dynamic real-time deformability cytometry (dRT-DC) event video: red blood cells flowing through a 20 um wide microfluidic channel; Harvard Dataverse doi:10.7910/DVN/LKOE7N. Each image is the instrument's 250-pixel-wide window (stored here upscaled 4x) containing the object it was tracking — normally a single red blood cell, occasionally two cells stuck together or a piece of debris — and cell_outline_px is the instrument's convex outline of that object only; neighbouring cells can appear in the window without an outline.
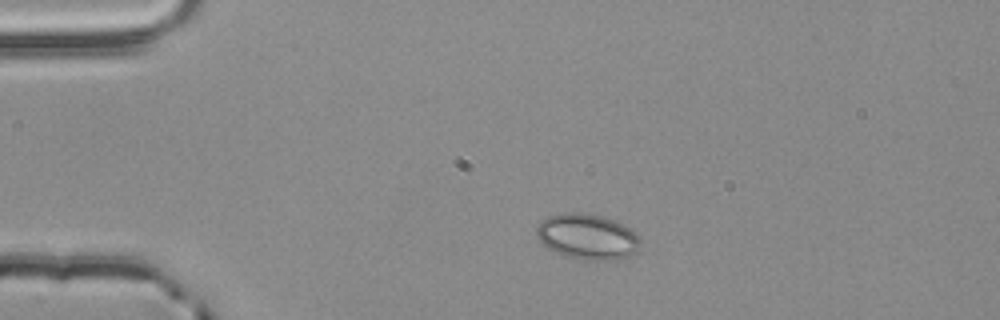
{"species": "common noctule bat (a hibernating species)", "species_latin": "Nyctalus noctula", "temperature_condition": "room temperature", "stored_images_in_passage": 46, "camera_frame_rate_fps": 3000, "um_per_image_px": 0.085, "animal": {"sex": "male", "body_mass_g": 20.4}, "frame": {"image": 1, "passage_image": 3, "time_ms": 0.667, "image_size_px": [1000, 320], "cell_outline_px": [[640, 240], [636, 252], [628, 256], [612, 260], [592, 260], [564, 256], [548, 248], [536, 236], [536, 224], [548, 216], [560, 212], [580, 212], [600, 216], [616, 220], [624, 224], [636, 232], [640, 236]], "centroid_in_image_um": [49.92, 20.09], "position_along_channel_um": 35.1, "area_um2": 27.74}}
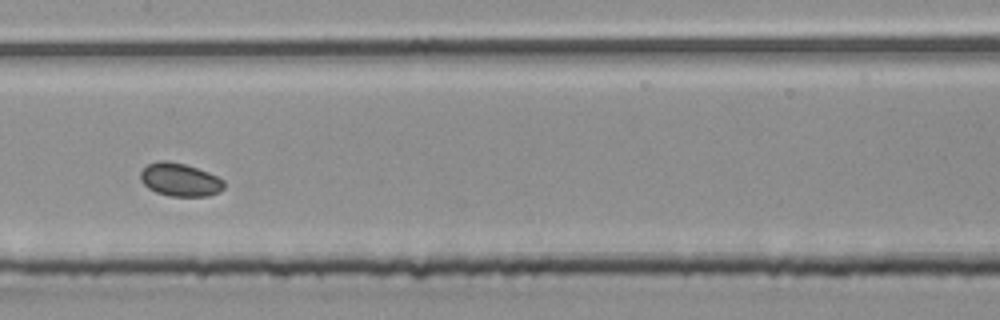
{"frame": {"image": 2, "passage_image": 19, "time_ms": 6.0, "image_size_px": [1000, 320], "cell_outline_px": [[224, 188], [220, 192], [208, 196], [168, 196], [156, 192], [148, 188], [140, 180], [140, 172], [148, 164], [160, 160], [168, 160], [184, 164], [208, 172], [224, 180]], "centroid_in_image_um": [15.29, 15.28], "position_along_channel_um": 192.1, "area_um2": 16.18}}
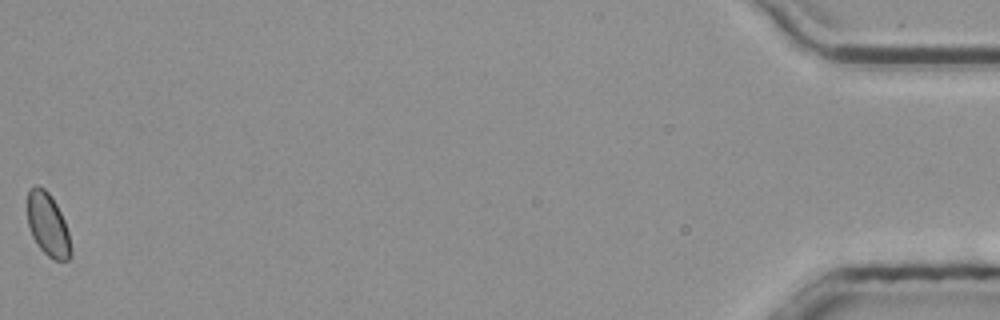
{"frame": {"image": 3, "passage_image": 46, "time_ms": 15.0, "image_size_px": [1000, 320], "cell_outline_px": [[72, 256], [68, 260], [52, 260], [36, 244], [32, 236], [28, 224], [28, 188], [36, 184], [44, 188], [52, 196], [64, 220], [68, 232], [72, 248]], "centroid_in_image_um": [4.07, 19.1], "position_along_channel_um": 431.1, "area_um2": 16.13}, "authors_computed_cell_mechanics": {"area_um2": 16.0973, "velocity_mm_per_s": 3.8146, "shape_relaxation_time_tau1_ms": 0.8044, "shape_relaxation_time_tau2_ms": null, "deformation_change_tau1": 0.0363, "deformation_change_tau2": null}}